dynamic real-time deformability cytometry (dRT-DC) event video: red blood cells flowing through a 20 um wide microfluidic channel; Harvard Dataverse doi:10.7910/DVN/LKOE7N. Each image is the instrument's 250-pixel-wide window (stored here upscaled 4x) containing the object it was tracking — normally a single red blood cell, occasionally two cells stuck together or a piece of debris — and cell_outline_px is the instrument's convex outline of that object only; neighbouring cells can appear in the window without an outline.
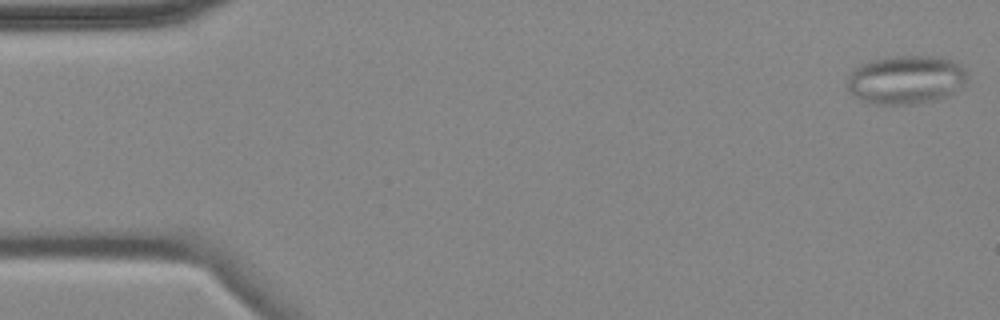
{"species": "common noctule bat (a hibernating species)", "species_latin": "Nyctalus noctula", "temperature_condition": "cold", "stored_images_in_passage": 5, "camera_frame_rate_fps": 3000, "um_per_image_px": 0.085, "animal": {"sex": "female", "body_mass_g": 18.4}, "frame": {"image": 1, "passage_image": 1, "time_ms": 0.0, "image_size_px": [1000, 320], "cell_outline_px": [[968, 76], [964, 84], [952, 92], [936, 100], [912, 104], [868, 104], [860, 100], [848, 92], [848, 80], [852, 72], [860, 64], [872, 60], [896, 56], [932, 56], [948, 60], [964, 68]], "centroid_in_image_um": [76.96, 6.79], "position_along_channel_um": 8.0, "area_um2": 33.7}}